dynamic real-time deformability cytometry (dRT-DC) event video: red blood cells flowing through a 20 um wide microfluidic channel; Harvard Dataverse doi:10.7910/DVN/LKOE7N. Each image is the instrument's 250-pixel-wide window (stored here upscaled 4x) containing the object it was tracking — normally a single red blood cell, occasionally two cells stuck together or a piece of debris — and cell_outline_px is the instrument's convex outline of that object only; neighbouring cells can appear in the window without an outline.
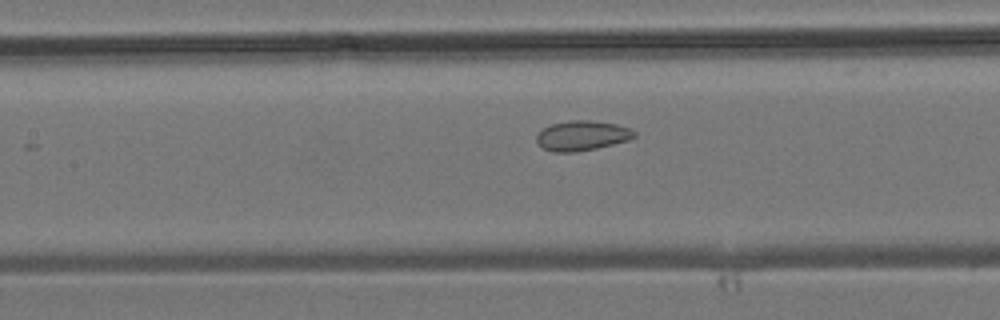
{"species": "common noctule bat (a hibernating species)", "species_latin": "Nyctalus noctula", "temperature_condition": "room temperature", "stored_images_in_passage": 45, "camera_frame_rate_fps": 3000, "um_per_image_px": 0.085, "animal": {"sex": "male", "body_mass_g": 19.2, "forearm_length_mm": 51.8}, "frame": {"image": 1, "passage_image": 21, "time_ms": 6.667, "image_size_px": [1000, 320], "cell_outline_px": [[636, 136], [628, 140], [596, 148], [576, 152], [552, 152], [544, 148], [536, 140], [536, 136], [544, 128], [552, 124], [568, 120], [592, 120], [616, 124], [632, 128], [636, 132]], "centroid_in_image_um": [49.5, 11.52], "position_along_channel_um": 157.9, "area_um2": 16.99}}
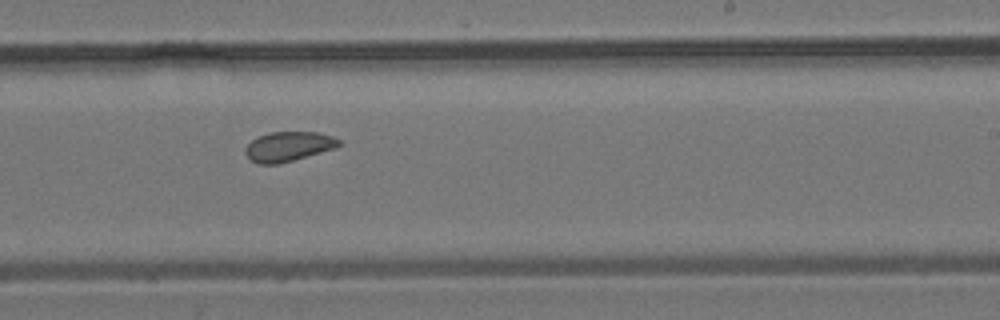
{"frame": {"image": 2, "passage_image": 28, "time_ms": 9.0, "image_size_px": [1000, 320], "cell_outline_px": [[340, 144], [336, 148], [280, 164], [260, 164], [252, 160], [244, 152], [244, 148], [252, 140], [268, 132], [316, 132], [332, 136], [340, 140]], "centroid_in_image_um": [24.52, 12.45], "position_along_channel_um": 264.5, "area_um2": 16.13}}
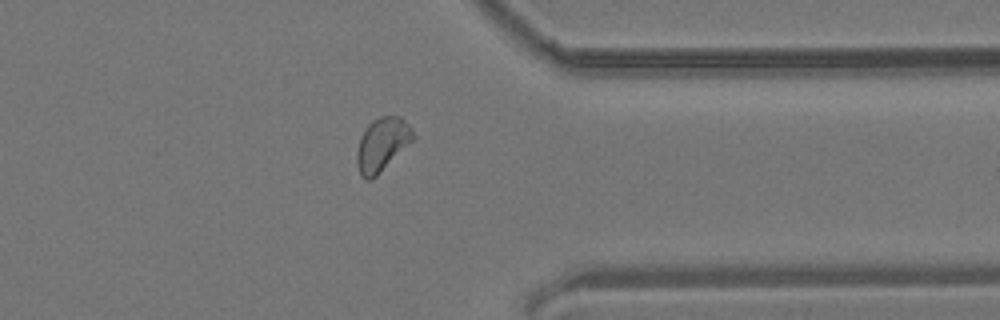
{"frame": {"image": 3, "passage_image": 36, "time_ms": 11.667, "image_size_px": [1000, 320], "cell_outline_px": [[416, 136], [372, 180], [364, 180], [360, 176], [356, 164], [356, 152], [360, 136], [368, 124], [372, 120], [380, 116], [400, 116], [408, 124]], "centroid_in_image_um": [32.43, 12.28], "position_along_channel_um": 379.0, "area_um2": 17.46}}